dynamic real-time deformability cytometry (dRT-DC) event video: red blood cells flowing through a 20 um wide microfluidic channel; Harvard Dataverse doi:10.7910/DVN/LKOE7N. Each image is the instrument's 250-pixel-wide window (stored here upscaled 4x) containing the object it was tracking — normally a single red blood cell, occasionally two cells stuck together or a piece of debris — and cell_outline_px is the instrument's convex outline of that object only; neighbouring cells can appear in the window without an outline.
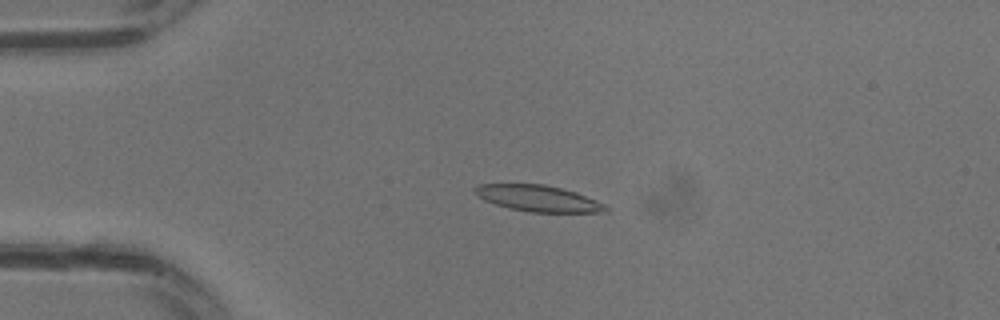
{"species": "common noctule bat (a hibernating species)", "species_latin": "Nyctalus noctula", "temperature_condition": "warm", "stored_images_in_passage": 16, "camera_frame_rate_fps": 3000, "um_per_image_px": 0.085, "animal": {"sex": "male", "body_mass_g": 13.3}, "frame": {"image": 1, "passage_image": 8, "time_ms": 2.333, "image_size_px": [1000, 320], "cell_outline_px": [[608, 208], [604, 212], [528, 212], [508, 208], [484, 200], [476, 196], [472, 188], [480, 184], [544, 184], [576, 192], [596, 200], [604, 204]], "centroid_in_image_um": [45.7, 16.86], "position_along_channel_um": 39.3, "area_um2": 19.94}}
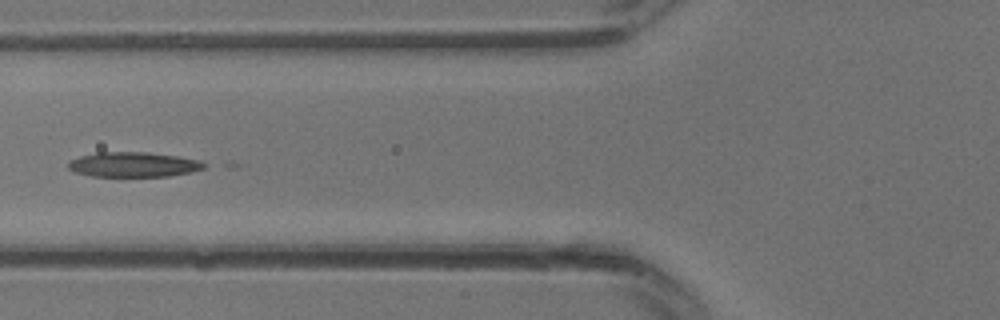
{"frame": {"image": 2, "passage_image": 13, "time_ms": 4.0, "image_size_px": [1000, 320], "cell_outline_px": [[208, 164], [204, 168], [188, 172], [168, 176], [92, 176], [76, 172], [68, 168], [68, 164], [72, 160], [80, 156], [96, 152], [148, 152], [180, 156], [200, 160]], "centroid_in_image_um": [11.37, 13.97], "position_along_channel_um": 114.4, "area_um2": 19.65}}
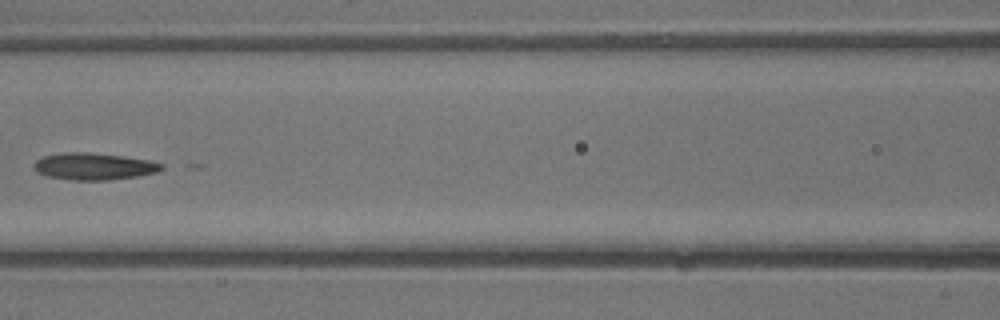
{"frame": {"image": 3, "passage_image": 15, "time_ms": 4.667, "image_size_px": [1000, 320], "cell_outline_px": [[164, 168], [156, 172], [136, 176], [108, 180], [68, 180], [48, 176], [36, 172], [32, 168], [32, 164], [36, 160], [44, 156], [64, 152], [88, 152], [152, 160], [164, 164]], "centroid_in_image_um": [7.95, 14.14], "position_along_channel_um": 158.7, "area_um2": 20.11}}